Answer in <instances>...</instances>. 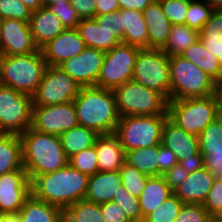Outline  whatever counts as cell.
<instances>
[{
	"mask_svg": "<svg viewBox=\"0 0 222 222\" xmlns=\"http://www.w3.org/2000/svg\"><path fill=\"white\" fill-rule=\"evenodd\" d=\"M172 194L173 191L165 182L162 175L150 176L147 179L145 188L139 197L142 221L149 213H152L160 204L164 202L165 199Z\"/></svg>",
	"mask_w": 222,
	"mask_h": 222,
	"instance_id": "26",
	"label": "cell"
},
{
	"mask_svg": "<svg viewBox=\"0 0 222 222\" xmlns=\"http://www.w3.org/2000/svg\"><path fill=\"white\" fill-rule=\"evenodd\" d=\"M29 22L3 19L0 30V55H19L37 52Z\"/></svg>",
	"mask_w": 222,
	"mask_h": 222,
	"instance_id": "16",
	"label": "cell"
},
{
	"mask_svg": "<svg viewBox=\"0 0 222 222\" xmlns=\"http://www.w3.org/2000/svg\"><path fill=\"white\" fill-rule=\"evenodd\" d=\"M20 138L23 166L30 180L37 175L55 172L68 164L59 136L41 133L30 127Z\"/></svg>",
	"mask_w": 222,
	"mask_h": 222,
	"instance_id": "3",
	"label": "cell"
},
{
	"mask_svg": "<svg viewBox=\"0 0 222 222\" xmlns=\"http://www.w3.org/2000/svg\"><path fill=\"white\" fill-rule=\"evenodd\" d=\"M158 155L159 176L164 174L167 170H170L178 163V159L176 158L175 154L162 144L159 145Z\"/></svg>",
	"mask_w": 222,
	"mask_h": 222,
	"instance_id": "51",
	"label": "cell"
},
{
	"mask_svg": "<svg viewBox=\"0 0 222 222\" xmlns=\"http://www.w3.org/2000/svg\"><path fill=\"white\" fill-rule=\"evenodd\" d=\"M183 204L184 203L173 193L152 213H149L142 222H174Z\"/></svg>",
	"mask_w": 222,
	"mask_h": 222,
	"instance_id": "35",
	"label": "cell"
},
{
	"mask_svg": "<svg viewBox=\"0 0 222 222\" xmlns=\"http://www.w3.org/2000/svg\"><path fill=\"white\" fill-rule=\"evenodd\" d=\"M0 14L3 19L29 22L32 11L21 0H0Z\"/></svg>",
	"mask_w": 222,
	"mask_h": 222,
	"instance_id": "41",
	"label": "cell"
},
{
	"mask_svg": "<svg viewBox=\"0 0 222 222\" xmlns=\"http://www.w3.org/2000/svg\"><path fill=\"white\" fill-rule=\"evenodd\" d=\"M217 95H218L219 100H220V115L222 116V91H218Z\"/></svg>",
	"mask_w": 222,
	"mask_h": 222,
	"instance_id": "61",
	"label": "cell"
},
{
	"mask_svg": "<svg viewBox=\"0 0 222 222\" xmlns=\"http://www.w3.org/2000/svg\"><path fill=\"white\" fill-rule=\"evenodd\" d=\"M113 91L120 117L169 115L168 100L161 93L133 80Z\"/></svg>",
	"mask_w": 222,
	"mask_h": 222,
	"instance_id": "7",
	"label": "cell"
},
{
	"mask_svg": "<svg viewBox=\"0 0 222 222\" xmlns=\"http://www.w3.org/2000/svg\"><path fill=\"white\" fill-rule=\"evenodd\" d=\"M210 217L202 204L184 203L174 222H208Z\"/></svg>",
	"mask_w": 222,
	"mask_h": 222,
	"instance_id": "44",
	"label": "cell"
},
{
	"mask_svg": "<svg viewBox=\"0 0 222 222\" xmlns=\"http://www.w3.org/2000/svg\"><path fill=\"white\" fill-rule=\"evenodd\" d=\"M99 134L87 127L77 125L61 134L60 140L62 148L69 159L71 156L94 146Z\"/></svg>",
	"mask_w": 222,
	"mask_h": 222,
	"instance_id": "30",
	"label": "cell"
},
{
	"mask_svg": "<svg viewBox=\"0 0 222 222\" xmlns=\"http://www.w3.org/2000/svg\"><path fill=\"white\" fill-rule=\"evenodd\" d=\"M2 22H3V18H2L1 14H0V30H1V27H2Z\"/></svg>",
	"mask_w": 222,
	"mask_h": 222,
	"instance_id": "62",
	"label": "cell"
},
{
	"mask_svg": "<svg viewBox=\"0 0 222 222\" xmlns=\"http://www.w3.org/2000/svg\"><path fill=\"white\" fill-rule=\"evenodd\" d=\"M119 172L121 173L122 186L133 196L139 198L145 188L146 181L150 176L140 172L126 161L120 168Z\"/></svg>",
	"mask_w": 222,
	"mask_h": 222,
	"instance_id": "36",
	"label": "cell"
},
{
	"mask_svg": "<svg viewBox=\"0 0 222 222\" xmlns=\"http://www.w3.org/2000/svg\"><path fill=\"white\" fill-rule=\"evenodd\" d=\"M169 115L122 116L115 134L125 153L137 149L157 146L162 141V129Z\"/></svg>",
	"mask_w": 222,
	"mask_h": 222,
	"instance_id": "8",
	"label": "cell"
},
{
	"mask_svg": "<svg viewBox=\"0 0 222 222\" xmlns=\"http://www.w3.org/2000/svg\"><path fill=\"white\" fill-rule=\"evenodd\" d=\"M76 29L86 47L107 52L121 43L111 32L99 26L94 19H81Z\"/></svg>",
	"mask_w": 222,
	"mask_h": 222,
	"instance_id": "25",
	"label": "cell"
},
{
	"mask_svg": "<svg viewBox=\"0 0 222 222\" xmlns=\"http://www.w3.org/2000/svg\"><path fill=\"white\" fill-rule=\"evenodd\" d=\"M199 40L205 49L219 59L222 65V40H209V38H199Z\"/></svg>",
	"mask_w": 222,
	"mask_h": 222,
	"instance_id": "54",
	"label": "cell"
},
{
	"mask_svg": "<svg viewBox=\"0 0 222 222\" xmlns=\"http://www.w3.org/2000/svg\"><path fill=\"white\" fill-rule=\"evenodd\" d=\"M199 152L210 155V151L222 150V116L212 121L198 136Z\"/></svg>",
	"mask_w": 222,
	"mask_h": 222,
	"instance_id": "34",
	"label": "cell"
},
{
	"mask_svg": "<svg viewBox=\"0 0 222 222\" xmlns=\"http://www.w3.org/2000/svg\"><path fill=\"white\" fill-rule=\"evenodd\" d=\"M159 145L126 152L125 161L147 176H159Z\"/></svg>",
	"mask_w": 222,
	"mask_h": 222,
	"instance_id": "32",
	"label": "cell"
},
{
	"mask_svg": "<svg viewBox=\"0 0 222 222\" xmlns=\"http://www.w3.org/2000/svg\"><path fill=\"white\" fill-rule=\"evenodd\" d=\"M48 8L59 17L65 29L77 28V24L81 21L77 11L70 3H54Z\"/></svg>",
	"mask_w": 222,
	"mask_h": 222,
	"instance_id": "43",
	"label": "cell"
},
{
	"mask_svg": "<svg viewBox=\"0 0 222 222\" xmlns=\"http://www.w3.org/2000/svg\"><path fill=\"white\" fill-rule=\"evenodd\" d=\"M88 179V175L67 164L55 172L35 176L31 180V194L64 210L84 199Z\"/></svg>",
	"mask_w": 222,
	"mask_h": 222,
	"instance_id": "1",
	"label": "cell"
},
{
	"mask_svg": "<svg viewBox=\"0 0 222 222\" xmlns=\"http://www.w3.org/2000/svg\"><path fill=\"white\" fill-rule=\"evenodd\" d=\"M79 125L74 102L51 106H33L31 128L60 136Z\"/></svg>",
	"mask_w": 222,
	"mask_h": 222,
	"instance_id": "13",
	"label": "cell"
},
{
	"mask_svg": "<svg viewBox=\"0 0 222 222\" xmlns=\"http://www.w3.org/2000/svg\"><path fill=\"white\" fill-rule=\"evenodd\" d=\"M46 67V61L40 50L28 54L1 55V85L33 96L38 89Z\"/></svg>",
	"mask_w": 222,
	"mask_h": 222,
	"instance_id": "4",
	"label": "cell"
},
{
	"mask_svg": "<svg viewBox=\"0 0 222 222\" xmlns=\"http://www.w3.org/2000/svg\"><path fill=\"white\" fill-rule=\"evenodd\" d=\"M212 11V7L205 0H189L185 25L200 32Z\"/></svg>",
	"mask_w": 222,
	"mask_h": 222,
	"instance_id": "37",
	"label": "cell"
},
{
	"mask_svg": "<svg viewBox=\"0 0 222 222\" xmlns=\"http://www.w3.org/2000/svg\"><path fill=\"white\" fill-rule=\"evenodd\" d=\"M31 195V180L26 170L0 175V213H19Z\"/></svg>",
	"mask_w": 222,
	"mask_h": 222,
	"instance_id": "15",
	"label": "cell"
},
{
	"mask_svg": "<svg viewBox=\"0 0 222 222\" xmlns=\"http://www.w3.org/2000/svg\"><path fill=\"white\" fill-rule=\"evenodd\" d=\"M80 86L59 66H47L37 91L32 96L33 106H51L72 102Z\"/></svg>",
	"mask_w": 222,
	"mask_h": 222,
	"instance_id": "12",
	"label": "cell"
},
{
	"mask_svg": "<svg viewBox=\"0 0 222 222\" xmlns=\"http://www.w3.org/2000/svg\"><path fill=\"white\" fill-rule=\"evenodd\" d=\"M141 48L120 43L105 52L97 87L114 90L133 77L136 57Z\"/></svg>",
	"mask_w": 222,
	"mask_h": 222,
	"instance_id": "11",
	"label": "cell"
},
{
	"mask_svg": "<svg viewBox=\"0 0 222 222\" xmlns=\"http://www.w3.org/2000/svg\"><path fill=\"white\" fill-rule=\"evenodd\" d=\"M21 222H63V210L34 197L26 199L18 213Z\"/></svg>",
	"mask_w": 222,
	"mask_h": 222,
	"instance_id": "27",
	"label": "cell"
},
{
	"mask_svg": "<svg viewBox=\"0 0 222 222\" xmlns=\"http://www.w3.org/2000/svg\"><path fill=\"white\" fill-rule=\"evenodd\" d=\"M188 172L178 162L170 170H167L162 176L170 189L174 191L187 178Z\"/></svg>",
	"mask_w": 222,
	"mask_h": 222,
	"instance_id": "48",
	"label": "cell"
},
{
	"mask_svg": "<svg viewBox=\"0 0 222 222\" xmlns=\"http://www.w3.org/2000/svg\"><path fill=\"white\" fill-rule=\"evenodd\" d=\"M100 209L105 222H131L124 210L115 202L102 203L100 204Z\"/></svg>",
	"mask_w": 222,
	"mask_h": 222,
	"instance_id": "47",
	"label": "cell"
},
{
	"mask_svg": "<svg viewBox=\"0 0 222 222\" xmlns=\"http://www.w3.org/2000/svg\"><path fill=\"white\" fill-rule=\"evenodd\" d=\"M96 15H105L121 9L118 0H96Z\"/></svg>",
	"mask_w": 222,
	"mask_h": 222,
	"instance_id": "53",
	"label": "cell"
},
{
	"mask_svg": "<svg viewBox=\"0 0 222 222\" xmlns=\"http://www.w3.org/2000/svg\"><path fill=\"white\" fill-rule=\"evenodd\" d=\"M202 205L210 216H222V178H215Z\"/></svg>",
	"mask_w": 222,
	"mask_h": 222,
	"instance_id": "42",
	"label": "cell"
},
{
	"mask_svg": "<svg viewBox=\"0 0 222 222\" xmlns=\"http://www.w3.org/2000/svg\"><path fill=\"white\" fill-rule=\"evenodd\" d=\"M142 13L148 30V48L162 49L172 24L163 13L160 1L153 0Z\"/></svg>",
	"mask_w": 222,
	"mask_h": 222,
	"instance_id": "23",
	"label": "cell"
},
{
	"mask_svg": "<svg viewBox=\"0 0 222 222\" xmlns=\"http://www.w3.org/2000/svg\"><path fill=\"white\" fill-rule=\"evenodd\" d=\"M166 18L175 24H185L189 0H159Z\"/></svg>",
	"mask_w": 222,
	"mask_h": 222,
	"instance_id": "40",
	"label": "cell"
},
{
	"mask_svg": "<svg viewBox=\"0 0 222 222\" xmlns=\"http://www.w3.org/2000/svg\"><path fill=\"white\" fill-rule=\"evenodd\" d=\"M32 12L43 7V0H21Z\"/></svg>",
	"mask_w": 222,
	"mask_h": 222,
	"instance_id": "57",
	"label": "cell"
},
{
	"mask_svg": "<svg viewBox=\"0 0 222 222\" xmlns=\"http://www.w3.org/2000/svg\"><path fill=\"white\" fill-rule=\"evenodd\" d=\"M181 56L201 68L218 85L222 83V65L219 59L205 49L200 40L188 47Z\"/></svg>",
	"mask_w": 222,
	"mask_h": 222,
	"instance_id": "29",
	"label": "cell"
},
{
	"mask_svg": "<svg viewBox=\"0 0 222 222\" xmlns=\"http://www.w3.org/2000/svg\"><path fill=\"white\" fill-rule=\"evenodd\" d=\"M208 222H222V216H211Z\"/></svg>",
	"mask_w": 222,
	"mask_h": 222,
	"instance_id": "60",
	"label": "cell"
},
{
	"mask_svg": "<svg viewBox=\"0 0 222 222\" xmlns=\"http://www.w3.org/2000/svg\"><path fill=\"white\" fill-rule=\"evenodd\" d=\"M199 38L222 40V10H213L210 18L203 25Z\"/></svg>",
	"mask_w": 222,
	"mask_h": 222,
	"instance_id": "46",
	"label": "cell"
},
{
	"mask_svg": "<svg viewBox=\"0 0 222 222\" xmlns=\"http://www.w3.org/2000/svg\"><path fill=\"white\" fill-rule=\"evenodd\" d=\"M85 47L78 30L74 28L65 29L41 47L40 51L47 66H59L64 61L81 53Z\"/></svg>",
	"mask_w": 222,
	"mask_h": 222,
	"instance_id": "17",
	"label": "cell"
},
{
	"mask_svg": "<svg viewBox=\"0 0 222 222\" xmlns=\"http://www.w3.org/2000/svg\"><path fill=\"white\" fill-rule=\"evenodd\" d=\"M112 202L117 203L131 222H142L139 198L129 193L123 186L114 194Z\"/></svg>",
	"mask_w": 222,
	"mask_h": 222,
	"instance_id": "38",
	"label": "cell"
},
{
	"mask_svg": "<svg viewBox=\"0 0 222 222\" xmlns=\"http://www.w3.org/2000/svg\"><path fill=\"white\" fill-rule=\"evenodd\" d=\"M161 144L170 149L177 159H187L199 153V139L186 133L169 117L162 129Z\"/></svg>",
	"mask_w": 222,
	"mask_h": 222,
	"instance_id": "18",
	"label": "cell"
},
{
	"mask_svg": "<svg viewBox=\"0 0 222 222\" xmlns=\"http://www.w3.org/2000/svg\"><path fill=\"white\" fill-rule=\"evenodd\" d=\"M94 147L97 153L98 172L119 171L126 153L115 133L97 136Z\"/></svg>",
	"mask_w": 222,
	"mask_h": 222,
	"instance_id": "19",
	"label": "cell"
},
{
	"mask_svg": "<svg viewBox=\"0 0 222 222\" xmlns=\"http://www.w3.org/2000/svg\"><path fill=\"white\" fill-rule=\"evenodd\" d=\"M218 91H222V83L219 85Z\"/></svg>",
	"mask_w": 222,
	"mask_h": 222,
	"instance_id": "63",
	"label": "cell"
},
{
	"mask_svg": "<svg viewBox=\"0 0 222 222\" xmlns=\"http://www.w3.org/2000/svg\"><path fill=\"white\" fill-rule=\"evenodd\" d=\"M200 32L185 24L171 26L167 43L161 49L169 57L181 56L184 51L199 40Z\"/></svg>",
	"mask_w": 222,
	"mask_h": 222,
	"instance_id": "31",
	"label": "cell"
},
{
	"mask_svg": "<svg viewBox=\"0 0 222 222\" xmlns=\"http://www.w3.org/2000/svg\"><path fill=\"white\" fill-rule=\"evenodd\" d=\"M213 10H222V0H205Z\"/></svg>",
	"mask_w": 222,
	"mask_h": 222,
	"instance_id": "58",
	"label": "cell"
},
{
	"mask_svg": "<svg viewBox=\"0 0 222 222\" xmlns=\"http://www.w3.org/2000/svg\"><path fill=\"white\" fill-rule=\"evenodd\" d=\"M132 80L171 101L169 56L161 49L143 48L136 57Z\"/></svg>",
	"mask_w": 222,
	"mask_h": 222,
	"instance_id": "9",
	"label": "cell"
},
{
	"mask_svg": "<svg viewBox=\"0 0 222 222\" xmlns=\"http://www.w3.org/2000/svg\"><path fill=\"white\" fill-rule=\"evenodd\" d=\"M29 25L39 49L65 30L59 17L44 6L32 12Z\"/></svg>",
	"mask_w": 222,
	"mask_h": 222,
	"instance_id": "21",
	"label": "cell"
},
{
	"mask_svg": "<svg viewBox=\"0 0 222 222\" xmlns=\"http://www.w3.org/2000/svg\"><path fill=\"white\" fill-rule=\"evenodd\" d=\"M121 186L122 178L119 171L96 172L89 176L84 200L97 204L112 201Z\"/></svg>",
	"mask_w": 222,
	"mask_h": 222,
	"instance_id": "22",
	"label": "cell"
},
{
	"mask_svg": "<svg viewBox=\"0 0 222 222\" xmlns=\"http://www.w3.org/2000/svg\"><path fill=\"white\" fill-rule=\"evenodd\" d=\"M63 222H105L100 204L79 200L63 210Z\"/></svg>",
	"mask_w": 222,
	"mask_h": 222,
	"instance_id": "33",
	"label": "cell"
},
{
	"mask_svg": "<svg viewBox=\"0 0 222 222\" xmlns=\"http://www.w3.org/2000/svg\"><path fill=\"white\" fill-rule=\"evenodd\" d=\"M171 100L203 98L217 94L219 85L183 56L169 57Z\"/></svg>",
	"mask_w": 222,
	"mask_h": 222,
	"instance_id": "5",
	"label": "cell"
},
{
	"mask_svg": "<svg viewBox=\"0 0 222 222\" xmlns=\"http://www.w3.org/2000/svg\"><path fill=\"white\" fill-rule=\"evenodd\" d=\"M54 3H70L69 0H43L44 7H48Z\"/></svg>",
	"mask_w": 222,
	"mask_h": 222,
	"instance_id": "59",
	"label": "cell"
},
{
	"mask_svg": "<svg viewBox=\"0 0 222 222\" xmlns=\"http://www.w3.org/2000/svg\"><path fill=\"white\" fill-rule=\"evenodd\" d=\"M121 22L124 44L148 48V30L142 12L121 9Z\"/></svg>",
	"mask_w": 222,
	"mask_h": 222,
	"instance_id": "24",
	"label": "cell"
},
{
	"mask_svg": "<svg viewBox=\"0 0 222 222\" xmlns=\"http://www.w3.org/2000/svg\"><path fill=\"white\" fill-rule=\"evenodd\" d=\"M93 19L123 43L121 9L105 15H95Z\"/></svg>",
	"mask_w": 222,
	"mask_h": 222,
	"instance_id": "45",
	"label": "cell"
},
{
	"mask_svg": "<svg viewBox=\"0 0 222 222\" xmlns=\"http://www.w3.org/2000/svg\"><path fill=\"white\" fill-rule=\"evenodd\" d=\"M68 164L88 176L98 172V161L95 147L84 149L81 152L71 156Z\"/></svg>",
	"mask_w": 222,
	"mask_h": 222,
	"instance_id": "39",
	"label": "cell"
},
{
	"mask_svg": "<svg viewBox=\"0 0 222 222\" xmlns=\"http://www.w3.org/2000/svg\"><path fill=\"white\" fill-rule=\"evenodd\" d=\"M169 118L186 133L199 134L218 116L220 100L217 94L203 97L168 101Z\"/></svg>",
	"mask_w": 222,
	"mask_h": 222,
	"instance_id": "6",
	"label": "cell"
},
{
	"mask_svg": "<svg viewBox=\"0 0 222 222\" xmlns=\"http://www.w3.org/2000/svg\"><path fill=\"white\" fill-rule=\"evenodd\" d=\"M215 177L206 168L191 172L173 193L183 202L203 204Z\"/></svg>",
	"mask_w": 222,
	"mask_h": 222,
	"instance_id": "20",
	"label": "cell"
},
{
	"mask_svg": "<svg viewBox=\"0 0 222 222\" xmlns=\"http://www.w3.org/2000/svg\"><path fill=\"white\" fill-rule=\"evenodd\" d=\"M105 52L90 47L59 65L80 87L96 86Z\"/></svg>",
	"mask_w": 222,
	"mask_h": 222,
	"instance_id": "14",
	"label": "cell"
},
{
	"mask_svg": "<svg viewBox=\"0 0 222 222\" xmlns=\"http://www.w3.org/2000/svg\"><path fill=\"white\" fill-rule=\"evenodd\" d=\"M81 19H93L96 15V0H69Z\"/></svg>",
	"mask_w": 222,
	"mask_h": 222,
	"instance_id": "49",
	"label": "cell"
},
{
	"mask_svg": "<svg viewBox=\"0 0 222 222\" xmlns=\"http://www.w3.org/2000/svg\"><path fill=\"white\" fill-rule=\"evenodd\" d=\"M178 162L188 173L200 170L204 167V157L200 152L187 159H178Z\"/></svg>",
	"mask_w": 222,
	"mask_h": 222,
	"instance_id": "52",
	"label": "cell"
},
{
	"mask_svg": "<svg viewBox=\"0 0 222 222\" xmlns=\"http://www.w3.org/2000/svg\"><path fill=\"white\" fill-rule=\"evenodd\" d=\"M73 102L79 125L99 135L115 133L120 115L113 90L97 86L80 87Z\"/></svg>",
	"mask_w": 222,
	"mask_h": 222,
	"instance_id": "2",
	"label": "cell"
},
{
	"mask_svg": "<svg viewBox=\"0 0 222 222\" xmlns=\"http://www.w3.org/2000/svg\"><path fill=\"white\" fill-rule=\"evenodd\" d=\"M121 9H132L143 12L153 0H118Z\"/></svg>",
	"mask_w": 222,
	"mask_h": 222,
	"instance_id": "55",
	"label": "cell"
},
{
	"mask_svg": "<svg viewBox=\"0 0 222 222\" xmlns=\"http://www.w3.org/2000/svg\"><path fill=\"white\" fill-rule=\"evenodd\" d=\"M204 157V167H206L215 178H222V150L210 151V155Z\"/></svg>",
	"mask_w": 222,
	"mask_h": 222,
	"instance_id": "50",
	"label": "cell"
},
{
	"mask_svg": "<svg viewBox=\"0 0 222 222\" xmlns=\"http://www.w3.org/2000/svg\"><path fill=\"white\" fill-rule=\"evenodd\" d=\"M25 170L20 135L0 134V175Z\"/></svg>",
	"mask_w": 222,
	"mask_h": 222,
	"instance_id": "28",
	"label": "cell"
},
{
	"mask_svg": "<svg viewBox=\"0 0 222 222\" xmlns=\"http://www.w3.org/2000/svg\"><path fill=\"white\" fill-rule=\"evenodd\" d=\"M0 222H21L18 213H0Z\"/></svg>",
	"mask_w": 222,
	"mask_h": 222,
	"instance_id": "56",
	"label": "cell"
},
{
	"mask_svg": "<svg viewBox=\"0 0 222 222\" xmlns=\"http://www.w3.org/2000/svg\"><path fill=\"white\" fill-rule=\"evenodd\" d=\"M32 96L0 84V133L21 135L31 127Z\"/></svg>",
	"mask_w": 222,
	"mask_h": 222,
	"instance_id": "10",
	"label": "cell"
}]
</instances>
